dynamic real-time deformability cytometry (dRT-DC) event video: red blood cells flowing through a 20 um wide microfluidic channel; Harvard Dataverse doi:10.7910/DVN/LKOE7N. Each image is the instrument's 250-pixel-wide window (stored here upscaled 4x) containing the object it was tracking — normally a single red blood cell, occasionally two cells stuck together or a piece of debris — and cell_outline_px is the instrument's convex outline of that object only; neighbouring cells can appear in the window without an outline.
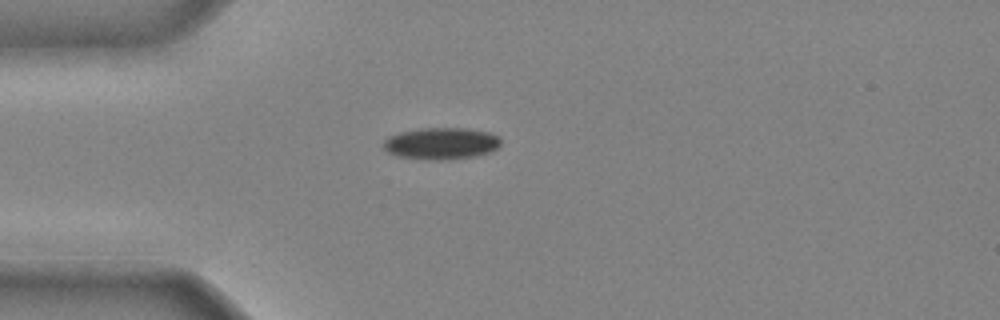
{"species": "common noctule bat (a hibernating species)", "species_latin": "Nyctalus noctula", "temperature_condition": "cold", "stored_images_in_passage": 30, "camera_frame_rate_fps": 3000, "um_per_image_px": 0.085, "animal": {"sex": "male", "body_mass_g": 20.4}, "frame": {"image": 1, "passage_image": 1, "time_ms": 0.0, "image_size_px": [1000, 320], "cell_outline_px": [[500, 144], [496, 148], [488, 152], [476, 156], [448, 160], [424, 160], [396, 156], [388, 152], [384, 148], [384, 140], [388, 136], [400, 132], [420, 128], [468, 128], [492, 132], [500, 136]], "centroid_in_image_um": [37.51, 12.19], "position_along_channel_um": 47.5, "area_um2": 22.08}}
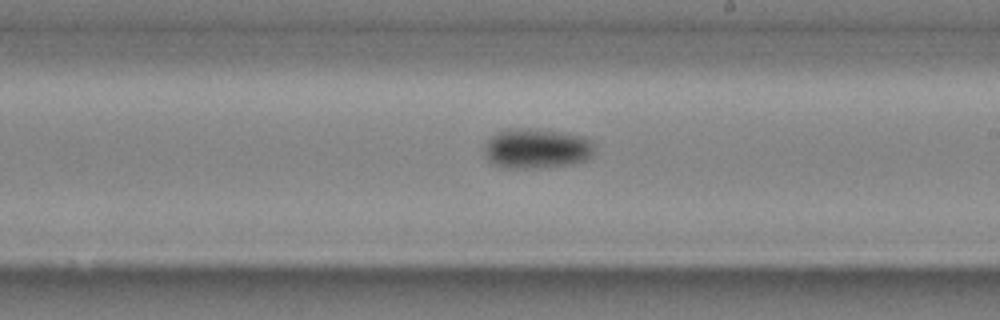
{"frame": {"image": 2, "passage_image": 15, "time_ms": 4.667, "image_size_px": [1000, 320], "cell_outline_px": [[592, 156], [588, 160], [572, 164], [536, 168], [508, 168], [492, 164], [484, 156], [484, 148], [488, 140], [496, 132], [508, 128], [528, 128], [560, 132], [584, 136], [592, 140]], "centroid_in_image_um": [45.59, 12.62], "position_along_channel_um": 243.4, "area_um2": 25.84}}
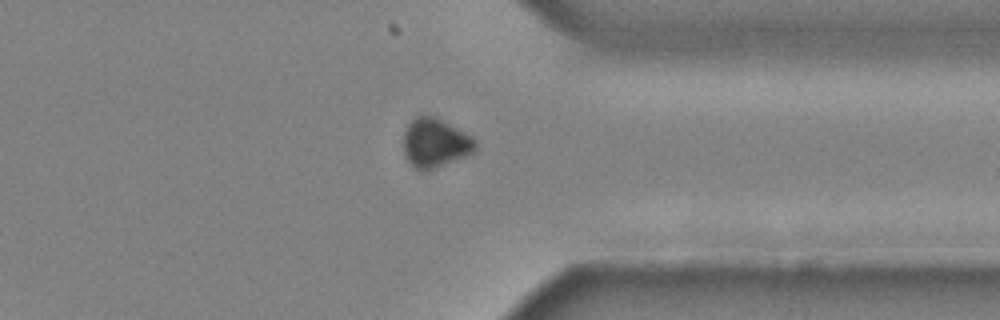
{"frame": {"image": 3, "passage_image": 24, "time_ms": 7.667, "image_size_px": [1000, 320], "cell_outline_px": [[476, 152], [472, 156], [432, 168], [416, 168], [408, 160], [404, 152], [404, 132], [408, 124], [416, 116], [432, 116], [472, 136], [476, 140]], "centroid_in_image_um": [37.05, 12.15], "position_along_channel_um": 374.4, "area_um2": 20.23}}